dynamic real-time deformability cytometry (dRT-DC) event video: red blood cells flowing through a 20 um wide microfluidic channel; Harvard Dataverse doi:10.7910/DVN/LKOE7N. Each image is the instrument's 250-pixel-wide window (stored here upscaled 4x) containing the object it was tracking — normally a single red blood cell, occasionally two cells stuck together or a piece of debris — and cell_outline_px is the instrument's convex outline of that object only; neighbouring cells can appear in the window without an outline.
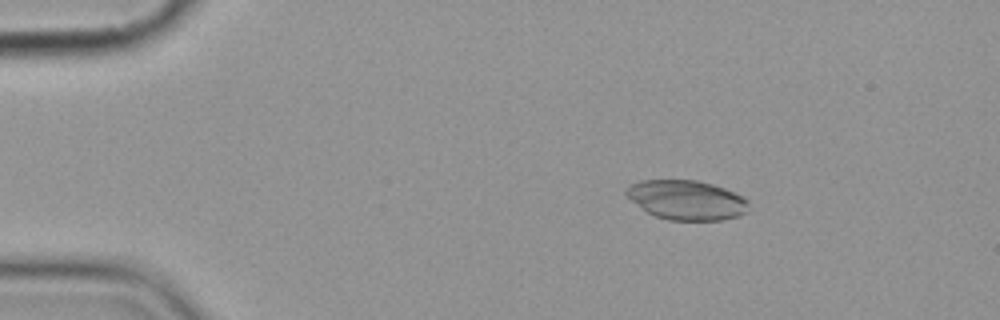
{"species": "common noctule bat (a hibernating species)", "species_latin": "Nyctalus noctula", "temperature_condition": "cold", "stored_images_in_passage": 5, "camera_frame_rate_fps": 3000, "um_per_image_px": 0.085, "animal": {"sex": "female", "body_mass_g": 19.9}, "frame": {"image": 1, "passage_image": 3, "time_ms": 2.333, "image_size_px": [1000, 320], "cell_outline_px": [[748, 212], [736, 216], [720, 220], [668, 220], [656, 216], [640, 208], [624, 192], [628, 184], [640, 180], [696, 180], [712, 184], [724, 188], [748, 200]], "centroid_in_image_um": [58.32, 16.99], "position_along_channel_um": 26.7, "area_um2": 28.09}}